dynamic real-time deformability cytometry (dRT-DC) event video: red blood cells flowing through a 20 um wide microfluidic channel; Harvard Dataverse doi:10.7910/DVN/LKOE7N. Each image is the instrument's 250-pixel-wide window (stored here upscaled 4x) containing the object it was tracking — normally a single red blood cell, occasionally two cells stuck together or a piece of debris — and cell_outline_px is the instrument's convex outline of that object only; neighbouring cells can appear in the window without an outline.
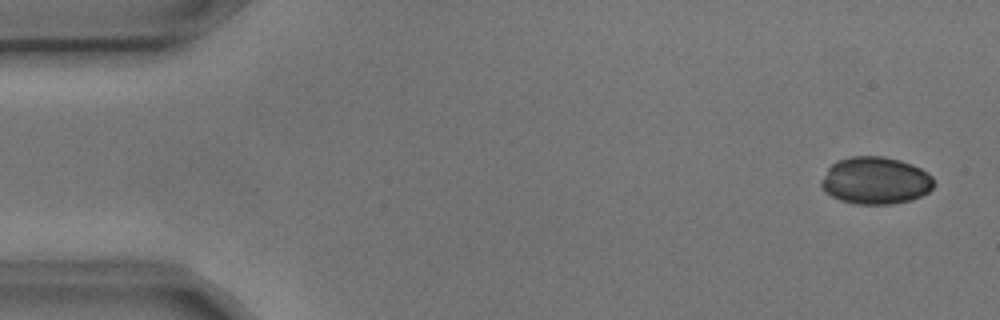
{"species": "common noctule bat (a hibernating species)", "species_latin": "Nyctalus noctula", "temperature_condition": "cold", "stored_images_in_passage": 4, "camera_frame_rate_fps": 3000, "um_per_image_px": 0.085, "animal": {"sex": "male", "body_mass_g": 17.9, "forearm_length_mm": 54.2}, "frame": {"image": 1, "passage_image": 1, "time_ms": 0.0, "image_size_px": [1000, 320], "cell_outline_px": [[936, 184], [928, 192], [920, 196], [908, 200], [892, 204], [856, 204], [840, 200], [824, 192], [820, 184], [820, 180], [828, 168], [836, 160], [852, 156], [884, 156], [900, 160], [912, 164], [928, 172], [932, 176]], "centroid_in_image_um": [74.41, 15.34], "position_along_channel_um": 10.6, "area_um2": 31.27}}
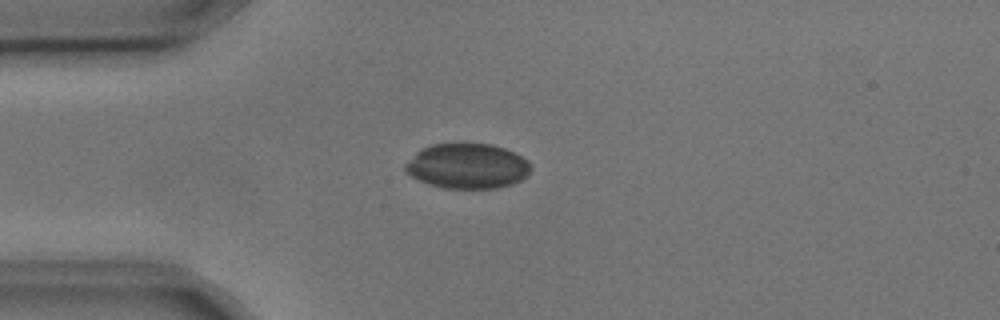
{"frame": {"image": 2, "passage_image": 4, "time_ms": 1.0, "image_size_px": [1000, 320], "cell_outline_px": [[532, 168], [528, 176], [512, 184], [496, 188], [444, 188], [428, 184], [412, 176], [404, 168], [404, 164], [416, 152], [432, 144], [492, 144], [504, 148], [528, 160]], "centroid_in_image_um": [39.75, 14.12], "position_along_channel_um": 45.3, "area_um2": 32.83}}